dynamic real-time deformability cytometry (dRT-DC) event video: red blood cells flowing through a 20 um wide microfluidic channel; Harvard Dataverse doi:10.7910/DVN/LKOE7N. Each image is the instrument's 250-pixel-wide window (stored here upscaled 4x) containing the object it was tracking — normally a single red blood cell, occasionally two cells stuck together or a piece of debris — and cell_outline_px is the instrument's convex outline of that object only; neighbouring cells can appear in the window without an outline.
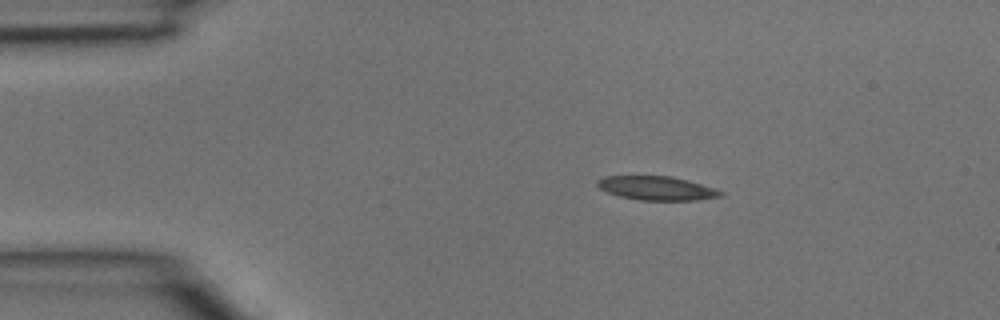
{"species": "common noctule bat (a hibernating species)", "species_latin": "Nyctalus noctula", "temperature_condition": "room temperature", "stored_images_in_passage": 3, "camera_frame_rate_fps": 3000, "um_per_image_px": 0.085, "animal": {"sex": "male", "body_mass_g": 15.6}, "frame": {"image": 1, "passage_image": 2, "time_ms": 0.333, "image_size_px": [1000, 320], "cell_outline_px": [[724, 196], [696, 200], [640, 200], [620, 196], [608, 192], [600, 188], [596, 184], [596, 180], [604, 176], [672, 176], [688, 180], [716, 188], [724, 192]], "centroid_in_image_um": [55.86, 15.99], "position_along_channel_um": 29.1, "area_um2": 17.22}}